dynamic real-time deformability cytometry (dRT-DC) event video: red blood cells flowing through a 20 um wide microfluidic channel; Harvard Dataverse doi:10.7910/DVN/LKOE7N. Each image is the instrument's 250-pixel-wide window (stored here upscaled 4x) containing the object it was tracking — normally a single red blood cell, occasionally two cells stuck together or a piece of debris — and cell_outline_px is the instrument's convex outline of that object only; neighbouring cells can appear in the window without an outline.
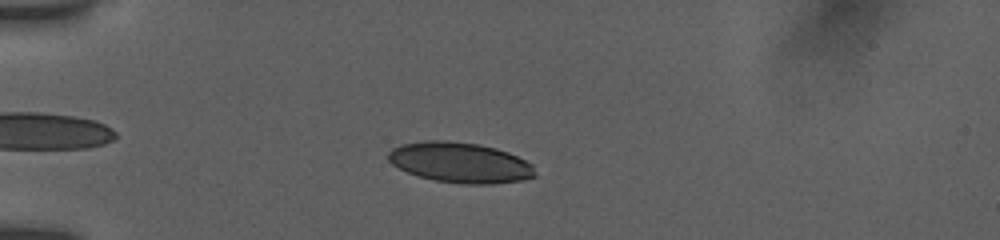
{"species": "human", "species_latin": "Homo sapiens", "temperature_condition": "room temperature", "stored_images_in_passage": 24, "camera_frame_rate_fps": 3000, "um_per_image_px": 0.085, "donor": {"sex": "female"}, "frame": {"image": 1, "passage_image": 13, "time_ms": 3.0, "image_size_px": [1000, 240], "cell_outline_px": [[536, 176], [524, 180], [492, 184], [460, 184], [436, 180], [420, 176], [408, 172], [392, 164], [388, 160], [388, 152], [392, 148], [400, 144], [424, 140], [444, 140], [480, 144], [496, 148], [508, 152], [532, 164]], "centroid_in_image_um": [39.1, 13.81], "position_along_channel_um": 45.9, "area_um2": 34.62}}
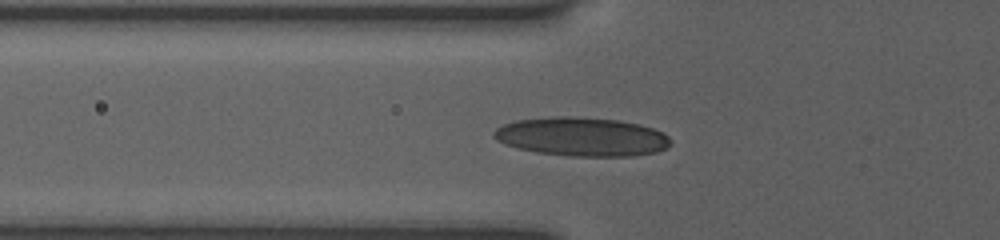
{"frame": {"image": 2, "passage_image": 20, "time_ms": 4.667, "image_size_px": [1000, 240], "cell_outline_px": [[672, 144], [656, 152], [632, 156], [572, 156], [536, 152], [504, 144], [496, 140], [492, 136], [492, 132], [496, 128], [504, 124], [516, 120], [556, 116], [572, 116], [620, 120], [640, 124], [664, 132], [672, 140]], "centroid_in_image_um": [49.46, 11.61], "position_along_channel_um": 76.3, "area_um2": 40.17}}